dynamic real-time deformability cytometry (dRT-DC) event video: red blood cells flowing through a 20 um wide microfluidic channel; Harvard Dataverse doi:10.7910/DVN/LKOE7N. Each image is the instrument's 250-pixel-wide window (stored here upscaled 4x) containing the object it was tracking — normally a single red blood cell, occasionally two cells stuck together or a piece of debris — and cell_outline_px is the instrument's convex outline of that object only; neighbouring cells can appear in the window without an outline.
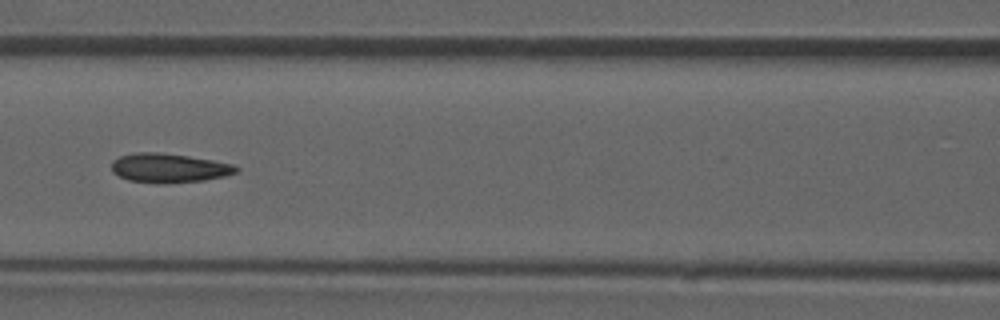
{"species": "common noctule bat (a hibernating species)", "species_latin": "Nyctalus noctula", "temperature_condition": "room temperature", "stored_images_in_passage": 52, "camera_frame_rate_fps": 3000, "um_per_image_px": 0.085, "animal": {"sex": "male", "forearm_length_mm": 52.5}, "frame": {"image": 1, "passage_image": 23, "time_ms": 7.333, "image_size_px": [1000, 320], "cell_outline_px": [[240, 168], [236, 172], [224, 176], [204, 180], [168, 184], [128, 180], [112, 172], [112, 160], [120, 156], [132, 152], [160, 152], [188, 156], [212, 160], [232, 164]], "centroid_in_image_um": [14.34, 14.27], "position_along_channel_um": 152.3, "area_um2": 21.21}, "authors_computed_cell_mechanics": {"area_um2": 20.9236, "velocity_mm_per_s": 3.8787, "shape_relaxation_time_tau1_ms": null, "shape_relaxation_time_tau2_ms": 2.3774, "deformation_change_tau1": null, "deformation_change_tau2": 0.0913}}